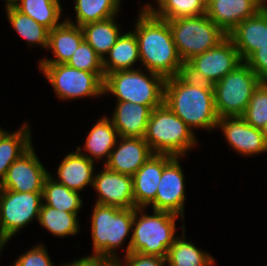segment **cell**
I'll list each match as a JSON object with an SVG mask.
<instances>
[{
	"label": "cell",
	"mask_w": 267,
	"mask_h": 266,
	"mask_svg": "<svg viewBox=\"0 0 267 266\" xmlns=\"http://www.w3.org/2000/svg\"><path fill=\"white\" fill-rule=\"evenodd\" d=\"M6 242H8V240L0 232V253H1L4 245L7 244Z\"/></svg>",
	"instance_id": "cell-43"
},
{
	"label": "cell",
	"mask_w": 267,
	"mask_h": 266,
	"mask_svg": "<svg viewBox=\"0 0 267 266\" xmlns=\"http://www.w3.org/2000/svg\"><path fill=\"white\" fill-rule=\"evenodd\" d=\"M105 165L109 170L133 176L154 154L144 137H119ZM119 146H118V145Z\"/></svg>",
	"instance_id": "cell-15"
},
{
	"label": "cell",
	"mask_w": 267,
	"mask_h": 266,
	"mask_svg": "<svg viewBox=\"0 0 267 266\" xmlns=\"http://www.w3.org/2000/svg\"><path fill=\"white\" fill-rule=\"evenodd\" d=\"M259 11L267 13V0H256Z\"/></svg>",
	"instance_id": "cell-41"
},
{
	"label": "cell",
	"mask_w": 267,
	"mask_h": 266,
	"mask_svg": "<svg viewBox=\"0 0 267 266\" xmlns=\"http://www.w3.org/2000/svg\"><path fill=\"white\" fill-rule=\"evenodd\" d=\"M84 40L80 26L64 20L49 31L48 49L53 51L56 59H42L39 64H65Z\"/></svg>",
	"instance_id": "cell-21"
},
{
	"label": "cell",
	"mask_w": 267,
	"mask_h": 266,
	"mask_svg": "<svg viewBox=\"0 0 267 266\" xmlns=\"http://www.w3.org/2000/svg\"><path fill=\"white\" fill-rule=\"evenodd\" d=\"M167 22L182 61H189L217 46L227 37V34L206 14L167 20Z\"/></svg>",
	"instance_id": "cell-6"
},
{
	"label": "cell",
	"mask_w": 267,
	"mask_h": 266,
	"mask_svg": "<svg viewBox=\"0 0 267 266\" xmlns=\"http://www.w3.org/2000/svg\"><path fill=\"white\" fill-rule=\"evenodd\" d=\"M157 9L150 3L146 7L158 18L174 20L182 17L201 16L206 13L203 0H157Z\"/></svg>",
	"instance_id": "cell-33"
},
{
	"label": "cell",
	"mask_w": 267,
	"mask_h": 266,
	"mask_svg": "<svg viewBox=\"0 0 267 266\" xmlns=\"http://www.w3.org/2000/svg\"><path fill=\"white\" fill-rule=\"evenodd\" d=\"M14 6L49 30L61 24L62 7L53 0H17Z\"/></svg>",
	"instance_id": "cell-32"
},
{
	"label": "cell",
	"mask_w": 267,
	"mask_h": 266,
	"mask_svg": "<svg viewBox=\"0 0 267 266\" xmlns=\"http://www.w3.org/2000/svg\"><path fill=\"white\" fill-rule=\"evenodd\" d=\"M177 76L187 85L214 90V82L195 69L188 61H182Z\"/></svg>",
	"instance_id": "cell-36"
},
{
	"label": "cell",
	"mask_w": 267,
	"mask_h": 266,
	"mask_svg": "<svg viewBox=\"0 0 267 266\" xmlns=\"http://www.w3.org/2000/svg\"><path fill=\"white\" fill-rule=\"evenodd\" d=\"M259 11L256 0H209L206 15L226 34Z\"/></svg>",
	"instance_id": "cell-19"
},
{
	"label": "cell",
	"mask_w": 267,
	"mask_h": 266,
	"mask_svg": "<svg viewBox=\"0 0 267 266\" xmlns=\"http://www.w3.org/2000/svg\"><path fill=\"white\" fill-rule=\"evenodd\" d=\"M193 131L165 103L152 109L144 139L154 154L182 157L195 146Z\"/></svg>",
	"instance_id": "cell-4"
},
{
	"label": "cell",
	"mask_w": 267,
	"mask_h": 266,
	"mask_svg": "<svg viewBox=\"0 0 267 266\" xmlns=\"http://www.w3.org/2000/svg\"><path fill=\"white\" fill-rule=\"evenodd\" d=\"M249 125L261 129L267 123V82H260L241 116Z\"/></svg>",
	"instance_id": "cell-35"
},
{
	"label": "cell",
	"mask_w": 267,
	"mask_h": 266,
	"mask_svg": "<svg viewBox=\"0 0 267 266\" xmlns=\"http://www.w3.org/2000/svg\"><path fill=\"white\" fill-rule=\"evenodd\" d=\"M42 192L0 190V232L11 239L33 218H39Z\"/></svg>",
	"instance_id": "cell-10"
},
{
	"label": "cell",
	"mask_w": 267,
	"mask_h": 266,
	"mask_svg": "<svg viewBox=\"0 0 267 266\" xmlns=\"http://www.w3.org/2000/svg\"><path fill=\"white\" fill-rule=\"evenodd\" d=\"M260 130H261V133L263 135V140H264L265 146L267 148V123Z\"/></svg>",
	"instance_id": "cell-42"
},
{
	"label": "cell",
	"mask_w": 267,
	"mask_h": 266,
	"mask_svg": "<svg viewBox=\"0 0 267 266\" xmlns=\"http://www.w3.org/2000/svg\"><path fill=\"white\" fill-rule=\"evenodd\" d=\"M6 1V6H11L16 3L17 0H5Z\"/></svg>",
	"instance_id": "cell-44"
},
{
	"label": "cell",
	"mask_w": 267,
	"mask_h": 266,
	"mask_svg": "<svg viewBox=\"0 0 267 266\" xmlns=\"http://www.w3.org/2000/svg\"><path fill=\"white\" fill-rule=\"evenodd\" d=\"M40 70L62 100L98 97L103 94V81L95 74L65 64H40Z\"/></svg>",
	"instance_id": "cell-9"
},
{
	"label": "cell",
	"mask_w": 267,
	"mask_h": 266,
	"mask_svg": "<svg viewBox=\"0 0 267 266\" xmlns=\"http://www.w3.org/2000/svg\"><path fill=\"white\" fill-rule=\"evenodd\" d=\"M97 191L96 204L121 209L135 208L133 177L109 170L106 166L94 175L93 185Z\"/></svg>",
	"instance_id": "cell-13"
},
{
	"label": "cell",
	"mask_w": 267,
	"mask_h": 266,
	"mask_svg": "<svg viewBox=\"0 0 267 266\" xmlns=\"http://www.w3.org/2000/svg\"><path fill=\"white\" fill-rule=\"evenodd\" d=\"M7 19L14 30L30 45L48 47L49 29L19 11L14 5L5 6Z\"/></svg>",
	"instance_id": "cell-29"
},
{
	"label": "cell",
	"mask_w": 267,
	"mask_h": 266,
	"mask_svg": "<svg viewBox=\"0 0 267 266\" xmlns=\"http://www.w3.org/2000/svg\"><path fill=\"white\" fill-rule=\"evenodd\" d=\"M49 172L38 160L34 147H30L8 168L0 183V190L15 192H43L45 178Z\"/></svg>",
	"instance_id": "cell-11"
},
{
	"label": "cell",
	"mask_w": 267,
	"mask_h": 266,
	"mask_svg": "<svg viewBox=\"0 0 267 266\" xmlns=\"http://www.w3.org/2000/svg\"><path fill=\"white\" fill-rule=\"evenodd\" d=\"M81 147L77 151L65 156L57 169V182L72 191L79 192L88 185H93L94 161L81 154Z\"/></svg>",
	"instance_id": "cell-22"
},
{
	"label": "cell",
	"mask_w": 267,
	"mask_h": 266,
	"mask_svg": "<svg viewBox=\"0 0 267 266\" xmlns=\"http://www.w3.org/2000/svg\"><path fill=\"white\" fill-rule=\"evenodd\" d=\"M133 220L134 208L121 209L95 203L91 216L94 253L118 258L116 248L122 246L133 230Z\"/></svg>",
	"instance_id": "cell-7"
},
{
	"label": "cell",
	"mask_w": 267,
	"mask_h": 266,
	"mask_svg": "<svg viewBox=\"0 0 267 266\" xmlns=\"http://www.w3.org/2000/svg\"><path fill=\"white\" fill-rule=\"evenodd\" d=\"M77 214L58 210L42 203L38 221L53 235L64 237L78 233L80 226Z\"/></svg>",
	"instance_id": "cell-31"
},
{
	"label": "cell",
	"mask_w": 267,
	"mask_h": 266,
	"mask_svg": "<svg viewBox=\"0 0 267 266\" xmlns=\"http://www.w3.org/2000/svg\"><path fill=\"white\" fill-rule=\"evenodd\" d=\"M180 158L175 156L164 167L155 200L150 205L153 206V210L167 211L179 215L184 220L185 182Z\"/></svg>",
	"instance_id": "cell-12"
},
{
	"label": "cell",
	"mask_w": 267,
	"mask_h": 266,
	"mask_svg": "<svg viewBox=\"0 0 267 266\" xmlns=\"http://www.w3.org/2000/svg\"><path fill=\"white\" fill-rule=\"evenodd\" d=\"M43 244L36 245L21 255L12 266H53Z\"/></svg>",
	"instance_id": "cell-37"
},
{
	"label": "cell",
	"mask_w": 267,
	"mask_h": 266,
	"mask_svg": "<svg viewBox=\"0 0 267 266\" xmlns=\"http://www.w3.org/2000/svg\"><path fill=\"white\" fill-rule=\"evenodd\" d=\"M84 40L104 59L121 36L115 17L89 23L81 27ZM106 54V56H105Z\"/></svg>",
	"instance_id": "cell-26"
},
{
	"label": "cell",
	"mask_w": 267,
	"mask_h": 266,
	"mask_svg": "<svg viewBox=\"0 0 267 266\" xmlns=\"http://www.w3.org/2000/svg\"><path fill=\"white\" fill-rule=\"evenodd\" d=\"M42 199H45L44 205L70 213H78L82 208L79 192L57 182L50 174L44 181Z\"/></svg>",
	"instance_id": "cell-28"
},
{
	"label": "cell",
	"mask_w": 267,
	"mask_h": 266,
	"mask_svg": "<svg viewBox=\"0 0 267 266\" xmlns=\"http://www.w3.org/2000/svg\"><path fill=\"white\" fill-rule=\"evenodd\" d=\"M124 257L125 264L120 262V266H164L167 263V257L144 255L139 252H129Z\"/></svg>",
	"instance_id": "cell-39"
},
{
	"label": "cell",
	"mask_w": 267,
	"mask_h": 266,
	"mask_svg": "<svg viewBox=\"0 0 267 266\" xmlns=\"http://www.w3.org/2000/svg\"><path fill=\"white\" fill-rule=\"evenodd\" d=\"M135 26L141 64L165 79L178 74L180 59L167 20L156 17L146 6Z\"/></svg>",
	"instance_id": "cell-1"
},
{
	"label": "cell",
	"mask_w": 267,
	"mask_h": 266,
	"mask_svg": "<svg viewBox=\"0 0 267 266\" xmlns=\"http://www.w3.org/2000/svg\"><path fill=\"white\" fill-rule=\"evenodd\" d=\"M218 127L228 144L240 154L252 156L267 151L261 130L249 125L241 116L220 118Z\"/></svg>",
	"instance_id": "cell-16"
},
{
	"label": "cell",
	"mask_w": 267,
	"mask_h": 266,
	"mask_svg": "<svg viewBox=\"0 0 267 266\" xmlns=\"http://www.w3.org/2000/svg\"><path fill=\"white\" fill-rule=\"evenodd\" d=\"M120 0H75L76 24L80 27L116 17Z\"/></svg>",
	"instance_id": "cell-30"
},
{
	"label": "cell",
	"mask_w": 267,
	"mask_h": 266,
	"mask_svg": "<svg viewBox=\"0 0 267 266\" xmlns=\"http://www.w3.org/2000/svg\"><path fill=\"white\" fill-rule=\"evenodd\" d=\"M174 157L169 154H153L132 176L135 208L146 209L155 200L163 169Z\"/></svg>",
	"instance_id": "cell-17"
},
{
	"label": "cell",
	"mask_w": 267,
	"mask_h": 266,
	"mask_svg": "<svg viewBox=\"0 0 267 266\" xmlns=\"http://www.w3.org/2000/svg\"><path fill=\"white\" fill-rule=\"evenodd\" d=\"M152 109L147 105L117 101L112 118L119 137H144Z\"/></svg>",
	"instance_id": "cell-20"
},
{
	"label": "cell",
	"mask_w": 267,
	"mask_h": 266,
	"mask_svg": "<svg viewBox=\"0 0 267 266\" xmlns=\"http://www.w3.org/2000/svg\"><path fill=\"white\" fill-rule=\"evenodd\" d=\"M54 2H57L58 4H60V0H53Z\"/></svg>",
	"instance_id": "cell-46"
},
{
	"label": "cell",
	"mask_w": 267,
	"mask_h": 266,
	"mask_svg": "<svg viewBox=\"0 0 267 266\" xmlns=\"http://www.w3.org/2000/svg\"><path fill=\"white\" fill-rule=\"evenodd\" d=\"M28 123L17 132L5 131L0 137V183L6 177L8 168L32 145Z\"/></svg>",
	"instance_id": "cell-25"
},
{
	"label": "cell",
	"mask_w": 267,
	"mask_h": 266,
	"mask_svg": "<svg viewBox=\"0 0 267 266\" xmlns=\"http://www.w3.org/2000/svg\"><path fill=\"white\" fill-rule=\"evenodd\" d=\"M103 59L105 75L120 70H131L140 61L138 43L133 31L123 33Z\"/></svg>",
	"instance_id": "cell-24"
},
{
	"label": "cell",
	"mask_w": 267,
	"mask_h": 266,
	"mask_svg": "<svg viewBox=\"0 0 267 266\" xmlns=\"http://www.w3.org/2000/svg\"><path fill=\"white\" fill-rule=\"evenodd\" d=\"M120 261L112 256L94 254L74 260V262L62 266H120Z\"/></svg>",
	"instance_id": "cell-40"
},
{
	"label": "cell",
	"mask_w": 267,
	"mask_h": 266,
	"mask_svg": "<svg viewBox=\"0 0 267 266\" xmlns=\"http://www.w3.org/2000/svg\"><path fill=\"white\" fill-rule=\"evenodd\" d=\"M144 208H134V220L130 242L126 253L139 252L144 255L167 257L169 248L175 240V220L179 215L153 210L150 216ZM139 213L141 215L139 216ZM143 213V214H142Z\"/></svg>",
	"instance_id": "cell-3"
},
{
	"label": "cell",
	"mask_w": 267,
	"mask_h": 266,
	"mask_svg": "<svg viewBox=\"0 0 267 266\" xmlns=\"http://www.w3.org/2000/svg\"><path fill=\"white\" fill-rule=\"evenodd\" d=\"M116 137L118 138L119 135L113 122L106 116L102 117L93 125L84 144V151L86 150L90 156L83 155L92 161L96 158L100 160L108 156L106 159L107 162L118 140Z\"/></svg>",
	"instance_id": "cell-23"
},
{
	"label": "cell",
	"mask_w": 267,
	"mask_h": 266,
	"mask_svg": "<svg viewBox=\"0 0 267 266\" xmlns=\"http://www.w3.org/2000/svg\"><path fill=\"white\" fill-rule=\"evenodd\" d=\"M182 226V237H176L169 248L167 266H213L215 259L208 252L201 251L185 238V228Z\"/></svg>",
	"instance_id": "cell-27"
},
{
	"label": "cell",
	"mask_w": 267,
	"mask_h": 266,
	"mask_svg": "<svg viewBox=\"0 0 267 266\" xmlns=\"http://www.w3.org/2000/svg\"><path fill=\"white\" fill-rule=\"evenodd\" d=\"M66 64L78 70L95 73L104 81L103 59L85 40L81 42Z\"/></svg>",
	"instance_id": "cell-34"
},
{
	"label": "cell",
	"mask_w": 267,
	"mask_h": 266,
	"mask_svg": "<svg viewBox=\"0 0 267 266\" xmlns=\"http://www.w3.org/2000/svg\"><path fill=\"white\" fill-rule=\"evenodd\" d=\"M245 63L255 72L260 82H267V44L256 50Z\"/></svg>",
	"instance_id": "cell-38"
},
{
	"label": "cell",
	"mask_w": 267,
	"mask_h": 266,
	"mask_svg": "<svg viewBox=\"0 0 267 266\" xmlns=\"http://www.w3.org/2000/svg\"><path fill=\"white\" fill-rule=\"evenodd\" d=\"M140 69L120 70L105 75L103 95L114 94L117 101H127L147 105L151 109L164 103V87L166 79L159 74Z\"/></svg>",
	"instance_id": "cell-5"
},
{
	"label": "cell",
	"mask_w": 267,
	"mask_h": 266,
	"mask_svg": "<svg viewBox=\"0 0 267 266\" xmlns=\"http://www.w3.org/2000/svg\"><path fill=\"white\" fill-rule=\"evenodd\" d=\"M188 62L215 84L243 61L232 40L227 36L217 46L193 57Z\"/></svg>",
	"instance_id": "cell-14"
},
{
	"label": "cell",
	"mask_w": 267,
	"mask_h": 266,
	"mask_svg": "<svg viewBox=\"0 0 267 266\" xmlns=\"http://www.w3.org/2000/svg\"><path fill=\"white\" fill-rule=\"evenodd\" d=\"M259 84L258 76L244 61L216 82L214 104L219 119L242 116Z\"/></svg>",
	"instance_id": "cell-8"
},
{
	"label": "cell",
	"mask_w": 267,
	"mask_h": 266,
	"mask_svg": "<svg viewBox=\"0 0 267 266\" xmlns=\"http://www.w3.org/2000/svg\"><path fill=\"white\" fill-rule=\"evenodd\" d=\"M5 132V130H3L2 128H0V137L2 136V134Z\"/></svg>",
	"instance_id": "cell-45"
},
{
	"label": "cell",
	"mask_w": 267,
	"mask_h": 266,
	"mask_svg": "<svg viewBox=\"0 0 267 266\" xmlns=\"http://www.w3.org/2000/svg\"><path fill=\"white\" fill-rule=\"evenodd\" d=\"M164 103L192 130L217 127L214 90L187 85L176 75L165 81Z\"/></svg>",
	"instance_id": "cell-2"
},
{
	"label": "cell",
	"mask_w": 267,
	"mask_h": 266,
	"mask_svg": "<svg viewBox=\"0 0 267 266\" xmlns=\"http://www.w3.org/2000/svg\"><path fill=\"white\" fill-rule=\"evenodd\" d=\"M227 36L245 62L256 50L267 44V13L258 11L239 23Z\"/></svg>",
	"instance_id": "cell-18"
}]
</instances>
